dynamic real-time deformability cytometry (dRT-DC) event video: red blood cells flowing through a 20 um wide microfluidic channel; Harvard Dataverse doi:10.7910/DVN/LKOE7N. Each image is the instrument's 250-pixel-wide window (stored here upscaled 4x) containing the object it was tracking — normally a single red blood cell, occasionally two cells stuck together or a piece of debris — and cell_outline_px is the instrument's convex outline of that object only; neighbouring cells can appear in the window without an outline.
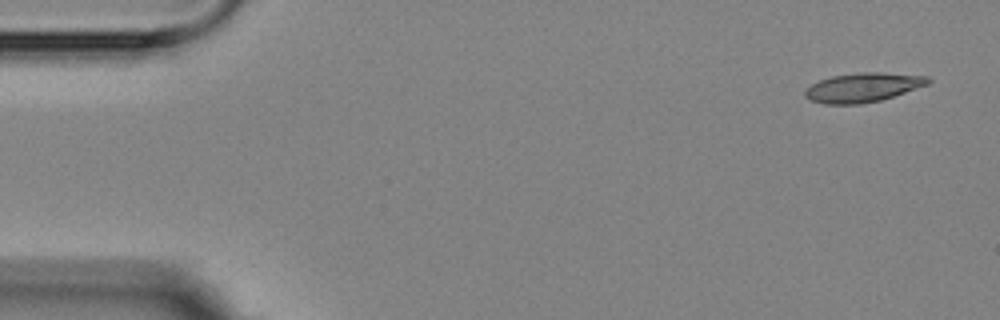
{"species": "Egyptian fruit bat (a non-hibernating species)", "species_latin": "Rousettus aegyptiacus", "temperature_condition": "room temperature", "stored_images_in_passage": 6, "camera_frame_rate_fps": 3000, "um_per_image_px": 0.085, "animal": {"sex": "female"}, "frame": {"image": 1, "passage_image": 1, "time_ms": 0.0, "image_size_px": [1000, 320], "cell_outline_px": [[932, 80], [928, 84], [880, 100], [860, 104], [824, 104], [812, 100], [804, 96], [804, 92], [812, 84], [820, 80], [832, 76], [860, 72], [884, 72], [928, 76]], "centroid_in_image_um": [73.36, 7.42], "position_along_channel_um": 11.6, "area_um2": 20.75}}
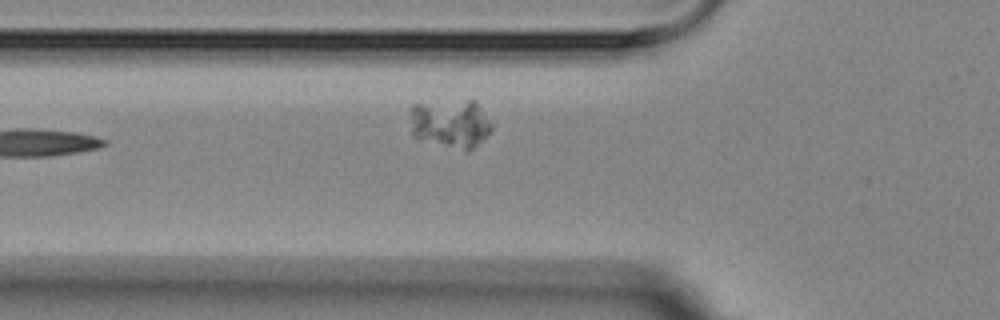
{"frame": {"image": 2, "passage_image": 6, "time_ms": 6.333, "image_size_px": [1000, 320], "cell_outline_px": [[492, 132], [488, 136], [468, 152], [464, 152], [412, 136], [412, 104], [468, 100], [476, 100], [492, 124]], "centroid_in_image_um": [38.36, 10.53], "position_along_channel_um": 87.4, "area_um2": 23.18}}